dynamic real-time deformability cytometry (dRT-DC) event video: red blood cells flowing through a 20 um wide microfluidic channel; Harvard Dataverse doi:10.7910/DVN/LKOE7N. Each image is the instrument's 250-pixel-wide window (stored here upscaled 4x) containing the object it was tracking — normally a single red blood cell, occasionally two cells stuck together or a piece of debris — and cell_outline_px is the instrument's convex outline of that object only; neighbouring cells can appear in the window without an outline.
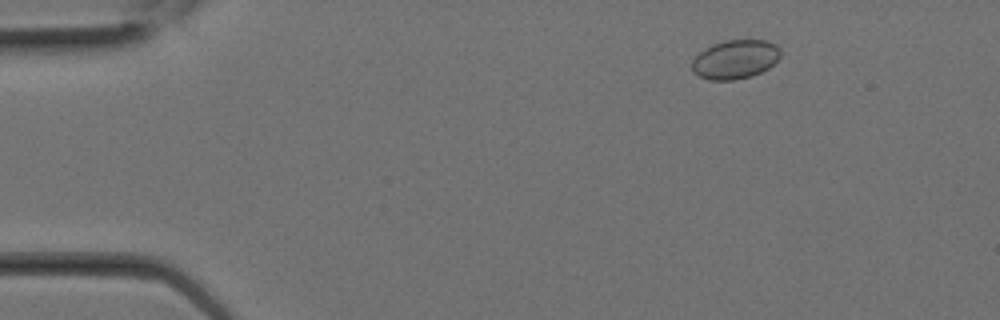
{"species": "Egyptian fruit bat (a non-hibernating species)", "species_latin": "Rousettus aegyptiacus", "temperature_condition": "room temperature", "stored_images_in_passage": 10, "camera_frame_rate_fps": 3000, "um_per_image_px": 0.085, "animal": {"sex": "female"}, "frame": {"image": 1, "passage_image": 4, "time_ms": 1.0, "image_size_px": [1000, 320], "cell_outline_px": [[780, 56], [768, 68], [752, 76], [732, 80], [708, 80], [692, 72], [692, 60], [704, 48], [712, 44], [724, 40], [764, 40], [776, 44], [780, 48]], "centroid_in_image_um": [62.47, 5.04], "position_along_channel_um": 22.5, "area_um2": 20.11}}
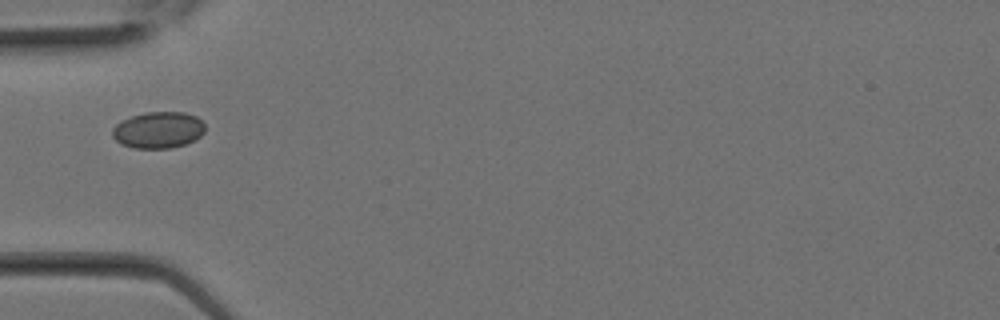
{"frame": {"image": 2, "passage_image": 9, "time_ms": 2.667, "image_size_px": [1000, 320], "cell_outline_px": [[204, 132], [196, 140], [184, 144], [168, 148], [132, 148], [120, 144], [112, 136], [112, 128], [120, 120], [144, 112], [184, 112], [196, 116], [204, 124]], "centroid_in_image_um": [13.43, 11.05], "position_along_channel_um": 71.6, "area_um2": 19.83}}